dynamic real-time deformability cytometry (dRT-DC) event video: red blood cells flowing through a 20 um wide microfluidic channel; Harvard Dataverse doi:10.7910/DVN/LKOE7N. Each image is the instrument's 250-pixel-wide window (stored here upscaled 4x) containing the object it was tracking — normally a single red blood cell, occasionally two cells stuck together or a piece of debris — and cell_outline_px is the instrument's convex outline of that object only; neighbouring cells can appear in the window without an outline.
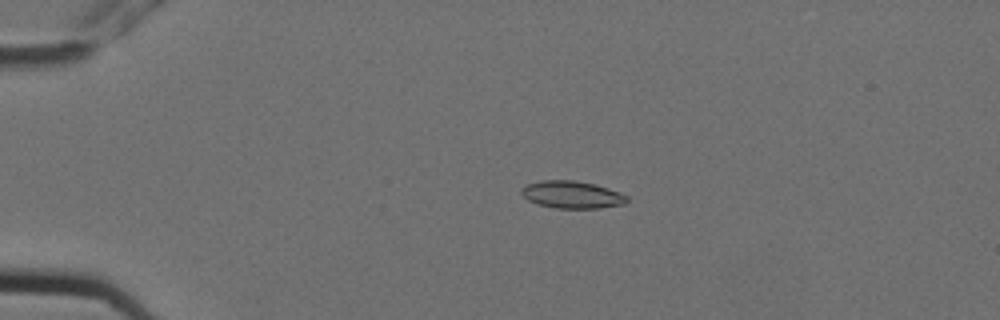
{"species": "Egyptian fruit bat (a non-hibernating species)", "species_latin": "Rousettus aegyptiacus", "temperature_condition": "cold", "stored_images_in_passage": 8, "camera_frame_rate_fps": 3000, "um_per_image_px": 0.085, "animal": {"sex": "female"}, "frame": {"image": 1, "passage_image": 2, "time_ms": 0.333, "image_size_px": [1000, 320], "cell_outline_px": [[628, 200], [624, 204], [600, 208], [556, 208], [540, 204], [528, 200], [520, 192], [520, 188], [524, 184], [540, 180], [576, 180], [596, 184], [620, 192], [628, 196]], "centroid_in_image_um": [48.61, 16.53], "position_along_channel_um": 36.4, "area_um2": 16.99}}
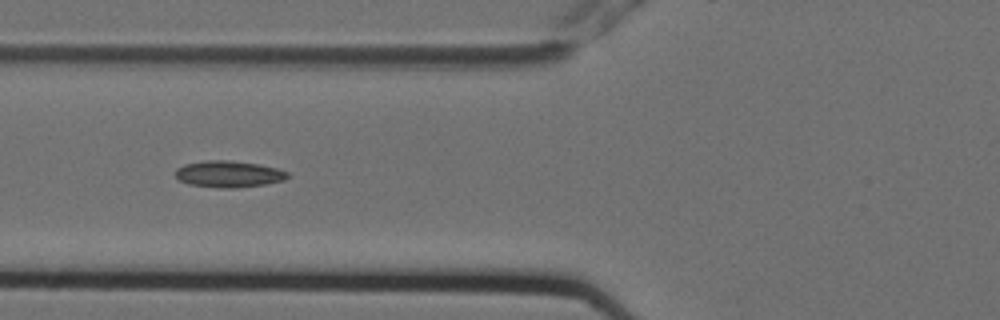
{"frame": {"image": 2, "passage_image": 5, "time_ms": 1.333, "image_size_px": [1000, 320], "cell_outline_px": [[288, 176], [284, 180], [264, 184], [236, 188], [220, 188], [188, 184], [180, 180], [176, 176], [176, 168], [184, 164], [208, 160], [228, 160], [260, 164], [276, 168], [288, 172]], "centroid_in_image_um": [19.43, 14.79], "position_along_channel_um": 106.4, "area_um2": 17.28}}
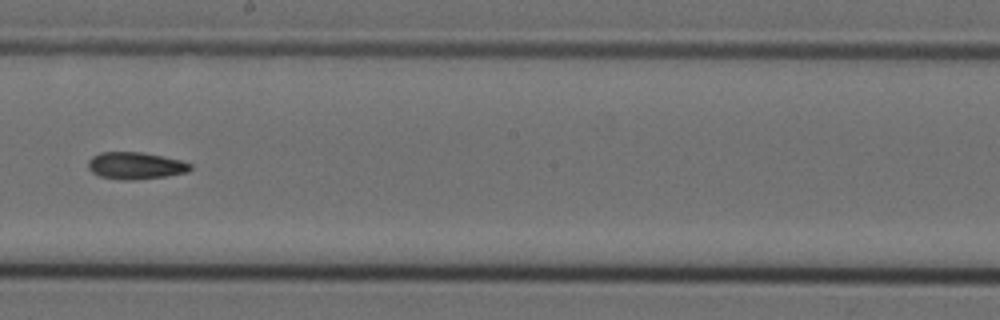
{"frame": {"image": 3, "passage_image": 8, "time_ms": 2.333, "image_size_px": [1000, 320], "cell_outline_px": [[192, 168], [188, 172], [164, 176], [132, 180], [124, 180], [100, 176], [92, 172], [88, 168], [88, 160], [92, 156], [100, 152], [144, 152], [180, 160], [192, 164]], "centroid_in_image_um": [11.51, 14.07], "position_along_channel_um": 236.7, "area_um2": 16.07}}